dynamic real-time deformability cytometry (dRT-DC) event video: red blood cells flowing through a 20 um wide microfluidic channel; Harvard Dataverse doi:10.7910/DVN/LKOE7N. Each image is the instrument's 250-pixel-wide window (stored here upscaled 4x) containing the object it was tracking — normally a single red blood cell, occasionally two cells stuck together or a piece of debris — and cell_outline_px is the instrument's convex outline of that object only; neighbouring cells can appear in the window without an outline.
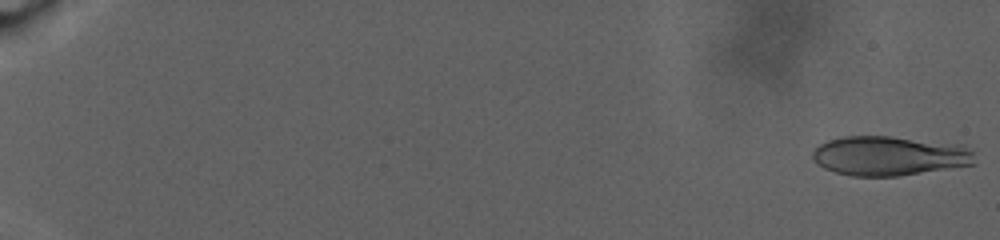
{"species": "human", "species_latin": "Homo sapiens", "temperature_condition": "warm", "stored_images_in_passage": 95, "camera_frame_rate_fps": 3000, "um_per_image_px": 0.085, "donor": {"sex": "male"}, "frame": {"image": 1, "passage_image": 2, "time_ms": 0.333, "image_size_px": [1000, 240], "cell_outline_px": [[976, 164], [900, 176], [852, 176], [836, 172], [824, 168], [816, 164], [812, 160], [812, 152], [820, 144], [828, 140], [840, 136], [888, 136], [964, 144], [972, 152]], "centroid_in_image_um": [75.59, 13.24], "position_along_channel_um": 9.4, "area_um2": 37.63}}
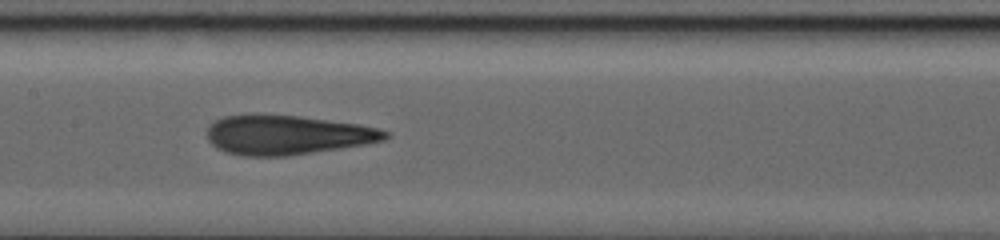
{"frame": {"image": 2, "passage_image": 57, "time_ms": 18.667, "image_size_px": [1000, 240], "cell_outline_px": [[392, 136], [384, 140], [364, 144], [340, 148], [288, 156], [240, 156], [224, 152], [216, 148], [208, 140], [208, 128], [216, 120], [224, 116], [300, 116], [360, 124], [380, 128], [392, 132]], "centroid_in_image_um": [24.48, 11.49], "position_along_channel_um": 182.9, "area_um2": 40.63}}
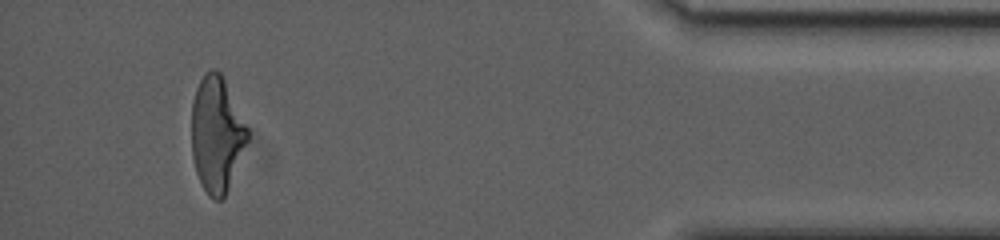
{"frame": {"image": 3, "passage_image": 95, "time_ms": 31.333, "image_size_px": [1000, 240], "cell_outline_px": [[248, 140], [228, 188], [224, 196], [220, 200], [212, 200], [208, 196], [196, 172], [192, 156], [192, 100], [196, 88], [200, 80], [212, 68], [216, 68], [220, 72], [248, 128]], "centroid_in_image_um": [18.4, 11.42], "position_along_channel_um": 416.8, "area_um2": 37.17}, "authors_computed_cell_mechanics": {"area_um2": 39.1884, "velocity_mm_per_s": 2.2074, "shape_relaxation_time_tau1_ms": null, "shape_relaxation_time_tau2_ms": 2.6992, "deformation_change_tau1": null, "deformation_change_tau2": 0.1125}}